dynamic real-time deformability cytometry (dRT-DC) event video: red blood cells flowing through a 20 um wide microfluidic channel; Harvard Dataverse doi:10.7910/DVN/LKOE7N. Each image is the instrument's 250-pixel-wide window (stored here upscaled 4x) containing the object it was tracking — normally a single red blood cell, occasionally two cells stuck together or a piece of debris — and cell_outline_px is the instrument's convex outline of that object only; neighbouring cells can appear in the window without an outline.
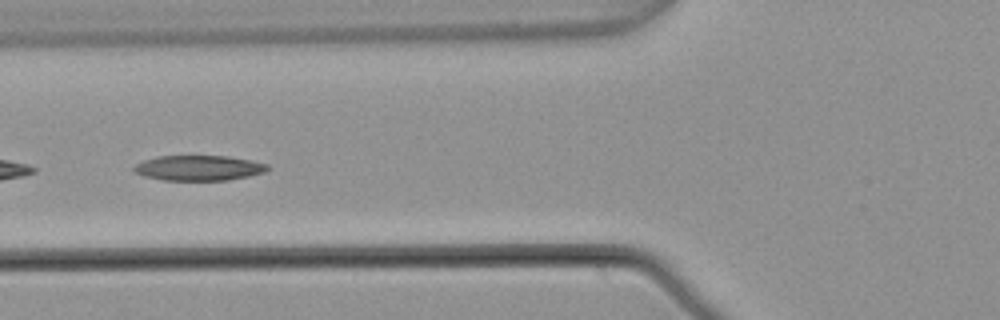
{"species": "common noctule bat (a hibernating species)", "species_latin": "Nyctalus noctula", "temperature_condition": "warm", "stored_images_in_passage": 6, "camera_frame_rate_fps": 3000, "um_per_image_px": 0.085, "animal": {"sex": "male", "body_mass_g": 21.5, "forearm_length_mm": 52.0}, "frame": {"image": 1, "passage_image": 4, "time_ms": 1.0, "image_size_px": [1000, 320], "cell_outline_px": [[272, 168], [264, 172], [248, 176], [228, 180], [164, 180], [144, 176], [136, 172], [132, 168], [136, 164], [144, 160], [156, 156], [228, 156], [252, 160], [268, 164]], "centroid_in_image_um": [16.93, 14.27], "position_along_channel_um": 108.9, "area_um2": 19.65}}
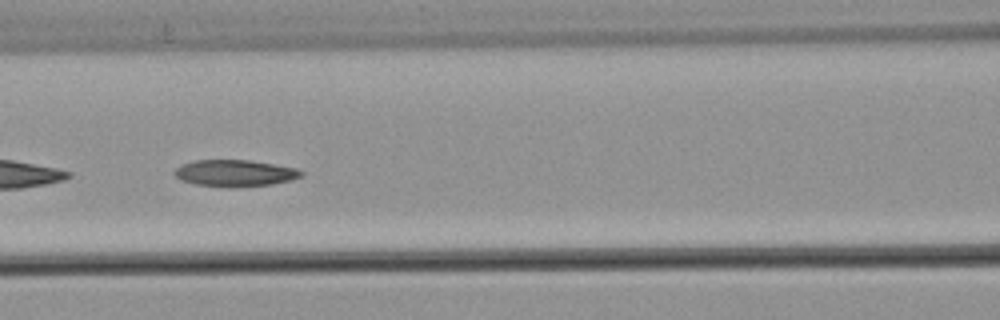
{"frame": {"image": 2, "passage_image": 5, "time_ms": 1.333, "image_size_px": [1000, 320], "cell_outline_px": [[304, 176], [292, 180], [272, 184], [232, 188], [196, 184], [180, 180], [172, 172], [180, 164], [192, 160], [248, 160], [296, 168], [304, 172]], "centroid_in_image_um": [19.95, 14.72], "position_along_channel_um": 146.6, "area_um2": 19.88}}